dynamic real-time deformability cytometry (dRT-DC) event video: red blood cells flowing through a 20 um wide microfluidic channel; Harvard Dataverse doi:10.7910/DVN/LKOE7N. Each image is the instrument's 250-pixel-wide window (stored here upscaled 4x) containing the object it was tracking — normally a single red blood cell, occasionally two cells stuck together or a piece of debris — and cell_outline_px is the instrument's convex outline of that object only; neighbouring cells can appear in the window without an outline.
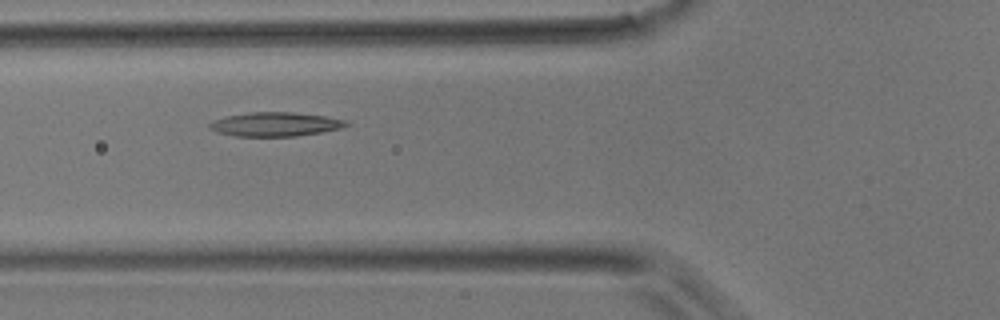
{"species": "common noctule bat (a hibernating species)", "species_latin": "Nyctalus noctula", "temperature_condition": "room temperature", "stored_images_in_passage": 4, "camera_frame_rate_fps": 3000, "um_per_image_px": 0.085, "animal": {"sex": "male", "body_mass_g": 17.9}, "frame": {"image": 1, "passage_image": 4, "time_ms": 1.0, "image_size_px": [1000, 320], "cell_outline_px": [[352, 124], [340, 128], [320, 132], [296, 136], [236, 136], [216, 132], [208, 128], [208, 124], [216, 120], [228, 116], [248, 112], [292, 112], [324, 116], [344, 120]], "centroid_in_image_um": [23.39, 10.56], "position_along_channel_um": 102.4, "area_um2": 18.96}}